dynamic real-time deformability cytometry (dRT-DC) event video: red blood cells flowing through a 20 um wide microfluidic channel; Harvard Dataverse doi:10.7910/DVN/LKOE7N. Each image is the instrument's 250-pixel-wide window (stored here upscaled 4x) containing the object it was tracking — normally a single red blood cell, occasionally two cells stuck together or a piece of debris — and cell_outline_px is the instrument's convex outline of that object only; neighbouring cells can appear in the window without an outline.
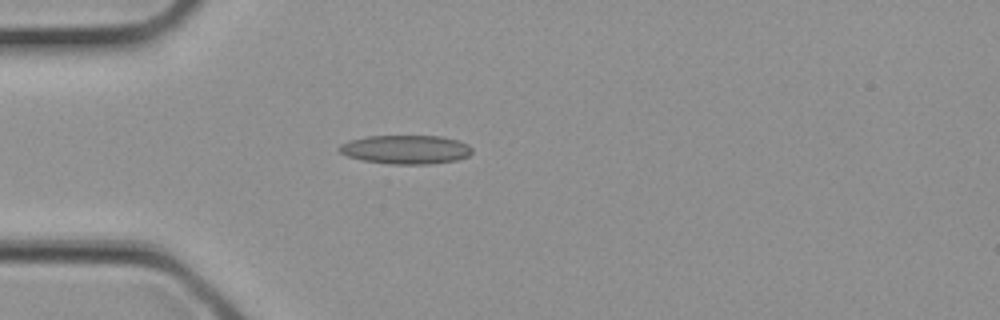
{"species": "common noctule bat (a hibernating species)", "species_latin": "Nyctalus noctula", "temperature_condition": "cold", "stored_images_in_passage": 2, "camera_frame_rate_fps": 3000, "um_per_image_px": 0.085, "animal": {"sex": "female", "body_mass_g": 21.9}, "frame": {"image": 1, "passage_image": 2, "time_ms": 0.333, "image_size_px": [1000, 320], "cell_outline_px": [[472, 152], [468, 156], [456, 160], [428, 164], [392, 164], [364, 160], [348, 156], [340, 152], [336, 148], [340, 144], [348, 140], [368, 136], [440, 136], [460, 140], [468, 144], [472, 148]], "centroid_in_image_um": [34.5, 12.7], "position_along_channel_um": 50.5, "area_um2": 22.37}}